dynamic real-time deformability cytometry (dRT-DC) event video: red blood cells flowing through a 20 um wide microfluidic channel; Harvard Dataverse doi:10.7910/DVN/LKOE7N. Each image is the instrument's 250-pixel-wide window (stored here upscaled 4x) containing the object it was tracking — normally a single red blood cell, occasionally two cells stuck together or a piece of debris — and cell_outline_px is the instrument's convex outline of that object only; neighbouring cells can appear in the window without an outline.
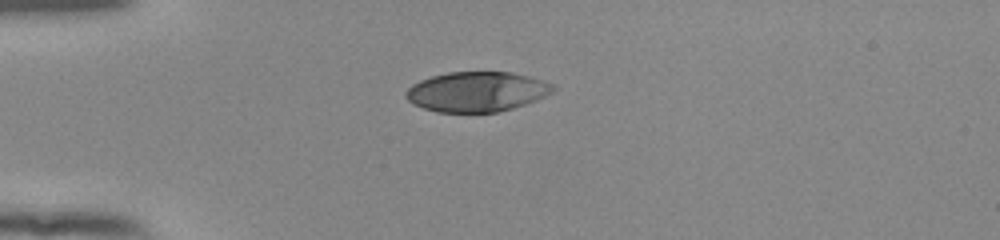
{"species": "human", "species_latin": "Homo sapiens", "temperature_condition": "room temperature", "stored_images_in_passage": 40, "camera_frame_rate_fps": 3000, "um_per_image_px": 0.085, "donor": {"sex": "female"}, "frame": {"image": 1, "passage_image": 1, "time_ms": 0.0, "image_size_px": [1000, 240], "cell_outline_px": [[556, 88], [552, 92], [536, 100], [512, 108], [496, 112], [436, 112], [424, 108], [408, 100], [404, 96], [404, 92], [412, 84], [420, 80], [432, 76], [448, 72], [512, 72], [544, 80], [556, 84]], "centroid_in_image_um": [40.54, 7.78], "position_along_channel_um": 44.5, "area_um2": 34.28}}
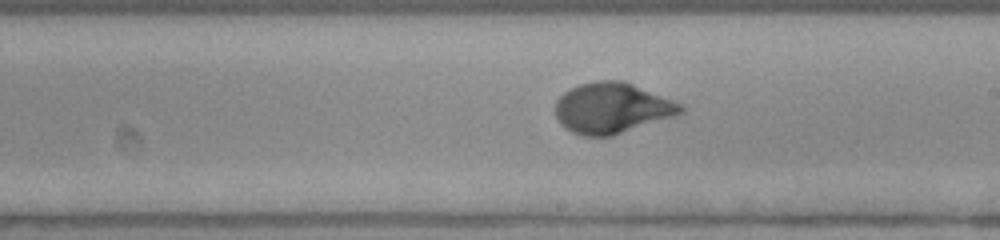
{"frame": {"image": 2, "passage_image": 18, "time_ms": 5.667, "image_size_px": [1000, 240], "cell_outline_px": [[684, 112], [612, 136], [584, 136], [572, 132], [564, 128], [560, 124], [556, 116], [556, 100], [568, 88], [580, 84], [596, 80], [624, 80], [684, 104]], "centroid_in_image_um": [52.0, 9.17], "position_along_channel_um": 237.0, "area_um2": 37.11}}
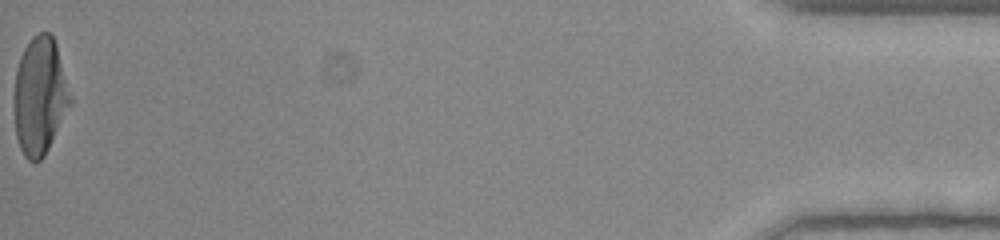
{"frame": {"image": 3, "passage_image": 40, "time_ms": 13.0, "image_size_px": [1000, 240], "cell_outline_px": [[72, 104], [44, 156], [36, 164], [28, 160], [24, 156], [20, 148], [16, 136], [12, 100], [12, 96], [16, 68], [20, 56], [24, 48], [32, 36], [40, 32], [48, 32], [52, 36], [56, 44], [72, 100]], "centroid_in_image_um": [3.35, 8.19], "position_along_channel_um": 431.9, "area_um2": 39.02}, "authors_computed_cell_mechanics": {"area_um2": 36.8186, "velocity_mm_per_s": 3.8989, "shape_relaxation_time_tau1_ms": 3.544, "shape_relaxation_time_tau2_ms": null, "deformation_change_tau1": 0.2112, "deformation_change_tau2": null}}